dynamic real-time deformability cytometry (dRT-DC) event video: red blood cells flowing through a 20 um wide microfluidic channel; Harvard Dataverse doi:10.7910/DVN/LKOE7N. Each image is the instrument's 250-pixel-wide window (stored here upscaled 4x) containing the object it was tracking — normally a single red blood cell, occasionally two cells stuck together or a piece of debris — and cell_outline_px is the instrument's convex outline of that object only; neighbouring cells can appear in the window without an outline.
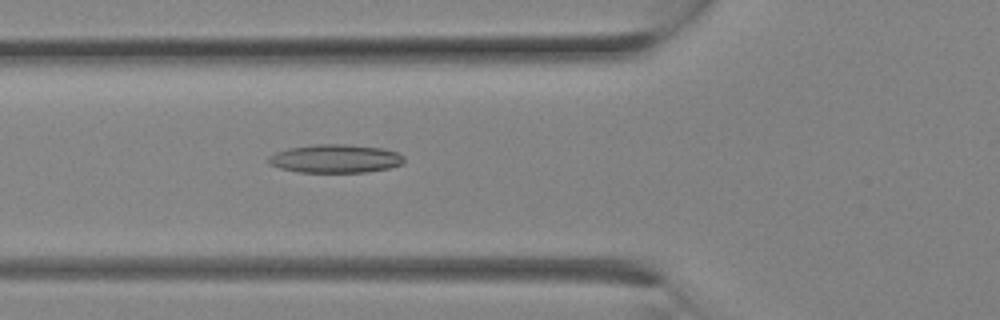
{"species": "Egyptian fruit bat (a non-hibernating species)", "species_latin": "Rousettus aegyptiacus", "temperature_condition": "room temperature", "stored_images_in_passage": 10, "camera_frame_rate_fps": 3000, "um_per_image_px": 0.085, "animal": {"sex": "female"}, "frame": {"image": 1, "passage_image": 10, "time_ms": 3.0, "image_size_px": [1000, 320], "cell_outline_px": [[404, 164], [388, 168], [364, 172], [296, 172], [280, 168], [268, 164], [268, 156], [276, 152], [288, 148], [312, 144], [348, 144], [384, 148], [396, 152], [404, 156]], "centroid_in_image_um": [28.49, 13.48], "position_along_channel_um": 97.3, "area_um2": 22.66}}